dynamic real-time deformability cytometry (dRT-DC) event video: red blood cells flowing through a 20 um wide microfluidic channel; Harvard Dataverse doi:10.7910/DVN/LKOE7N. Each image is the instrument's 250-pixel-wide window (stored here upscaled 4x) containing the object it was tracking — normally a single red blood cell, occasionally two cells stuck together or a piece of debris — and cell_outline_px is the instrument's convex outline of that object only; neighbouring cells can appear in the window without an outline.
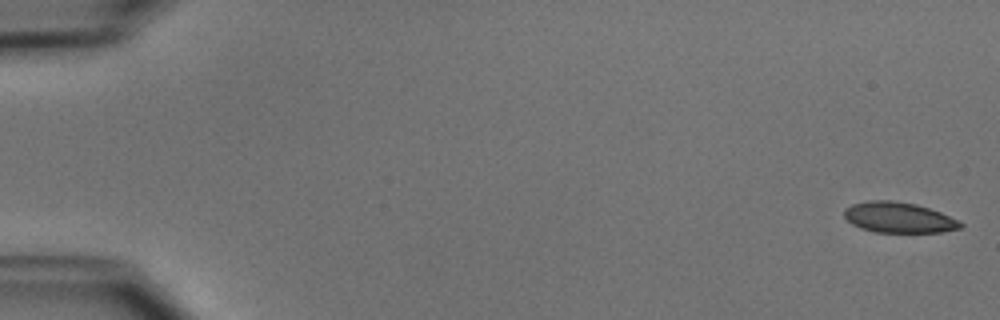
{"species": "common noctule bat (a hibernating species)", "species_latin": "Nyctalus noctula", "temperature_condition": "cold", "stored_images_in_passage": 11, "camera_frame_rate_fps": 3000, "um_per_image_px": 0.085, "animal": {"sex": "male", "body_mass_g": 15.6}, "frame": {"image": 1, "passage_image": 1, "time_ms": 0.0, "image_size_px": [1000, 320], "cell_outline_px": [[964, 224], [960, 228], [940, 232], [876, 232], [860, 228], [852, 224], [844, 216], [844, 208], [852, 204], [868, 200], [888, 200], [916, 204], [940, 212], [960, 220]], "centroid_in_image_um": [76.38, 18.48], "position_along_channel_um": 8.6, "area_um2": 20.69}}